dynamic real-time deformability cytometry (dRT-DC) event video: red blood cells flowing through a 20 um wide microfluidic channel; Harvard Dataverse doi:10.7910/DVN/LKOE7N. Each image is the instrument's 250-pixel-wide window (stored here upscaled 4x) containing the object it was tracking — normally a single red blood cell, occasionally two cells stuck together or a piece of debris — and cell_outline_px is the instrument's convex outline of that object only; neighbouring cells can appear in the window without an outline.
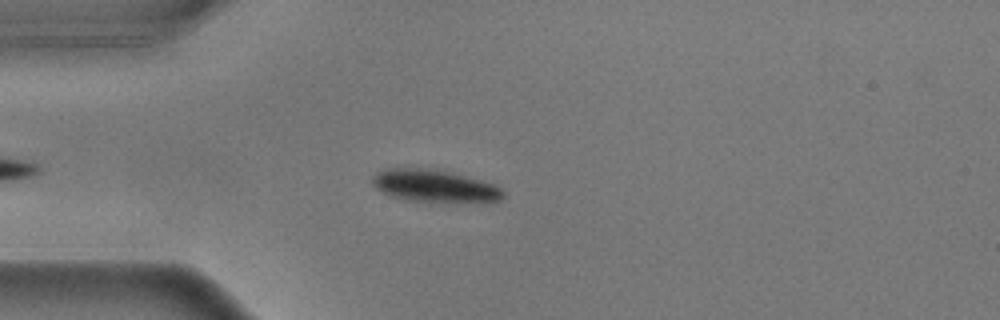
{"species": "common noctule bat (a hibernating species)", "species_latin": "Nyctalus noctula", "temperature_condition": "warm", "stored_images_in_passage": 47, "camera_frame_rate_fps": 3000, "um_per_image_px": 0.085, "animal": {"sex": "male", "body_mass_g": 17.9}, "frame": {"image": 1, "passage_image": 9, "time_ms": 2.667, "image_size_px": [1000, 320], "cell_outline_px": [[504, 196], [500, 200], [408, 200], [392, 196], [376, 188], [372, 184], [372, 176], [376, 172], [384, 168], [420, 168], [448, 172], [480, 180], [492, 184], [500, 188], [504, 192]], "centroid_in_image_um": [36.82, 15.76], "position_along_channel_um": 48.2, "area_um2": 23.47}}
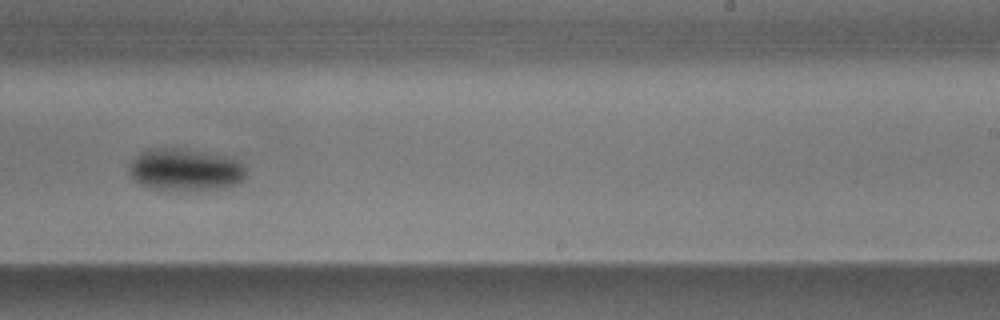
{"frame": {"image": 2, "passage_image": 29, "time_ms": 9.333, "image_size_px": [1000, 320], "cell_outline_px": [[248, 176], [244, 180], [236, 184], [216, 188], [156, 188], [144, 184], [136, 180], [132, 176], [132, 160], [140, 152], [148, 148], [176, 148], [224, 156], [236, 160], [244, 164]], "centroid_in_image_um": [15.81, 14.38], "position_along_channel_um": 273.2, "area_um2": 27.51}}
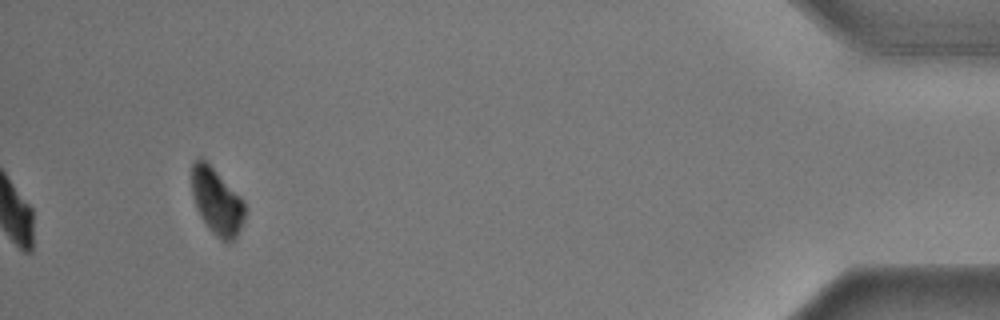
{"frame": {"image": 3, "passage_image": 47, "time_ms": 15.333, "image_size_px": [1000, 320], "cell_outline_px": [[244, 220], [236, 236], [232, 240], [220, 240], [208, 228], [200, 216], [196, 208], [192, 192], [192, 164], [196, 160], [204, 160], [244, 200]], "centroid_in_image_um": [18.42, 17.16], "position_along_channel_um": 416.8, "area_um2": 19.94}, "authors_computed_cell_mechanics": {"area_um2": 25.0852, "velocity_mm_per_s": 3.5751, "shape_relaxation_time_tau1_ms": 1.4347, "shape_relaxation_time_tau2_ms": null, "deformation_change_tau1": 0.0827, "deformation_change_tau2": null}}